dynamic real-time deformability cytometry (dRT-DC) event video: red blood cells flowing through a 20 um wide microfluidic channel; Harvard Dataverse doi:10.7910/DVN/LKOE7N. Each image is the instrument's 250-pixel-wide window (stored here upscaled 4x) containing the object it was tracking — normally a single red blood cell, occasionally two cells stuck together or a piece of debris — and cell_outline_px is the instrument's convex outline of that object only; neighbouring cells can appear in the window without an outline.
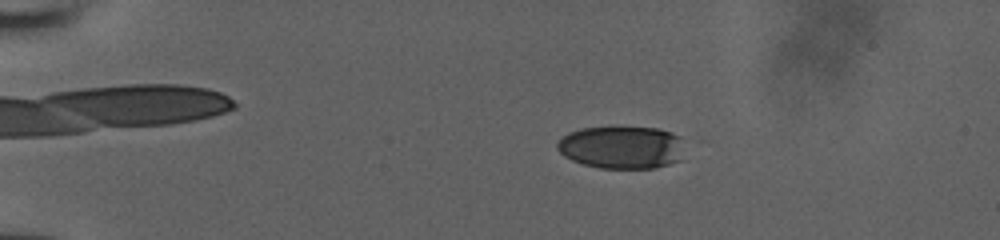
{"species": "human", "species_latin": "Homo sapiens", "temperature_condition": "room temperature", "stored_images_in_passage": 52, "camera_frame_rate_fps": 3000, "um_per_image_px": 0.085, "donor": {"sex": "male"}, "frame": {"image": 1, "passage_image": 11, "time_ms": 3.333, "image_size_px": [1000, 240], "cell_outline_px": [[680, 160], [668, 164], [652, 168], [600, 168], [584, 164], [572, 160], [564, 156], [556, 148], [556, 144], [568, 132], [580, 128], [612, 124], [660, 128], [672, 132], [680, 136]], "centroid_in_image_um": [52.79, 12.46], "position_along_channel_um": 32.2, "area_um2": 32.43}}
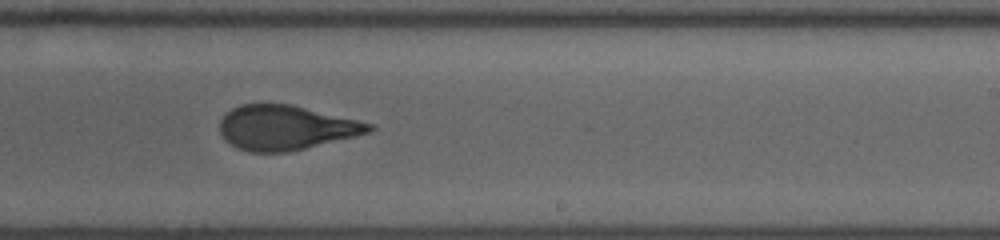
{"frame": {"image": 2, "passage_image": 34, "time_ms": 11.0, "image_size_px": [1000, 240], "cell_outline_px": [[376, 128], [372, 132], [356, 136], [288, 152], [248, 152], [236, 148], [224, 140], [220, 132], [220, 120], [232, 108], [240, 104], [292, 104], [376, 124]], "centroid_in_image_um": [24.32, 10.85], "position_along_channel_um": 264.7, "area_um2": 39.07}}
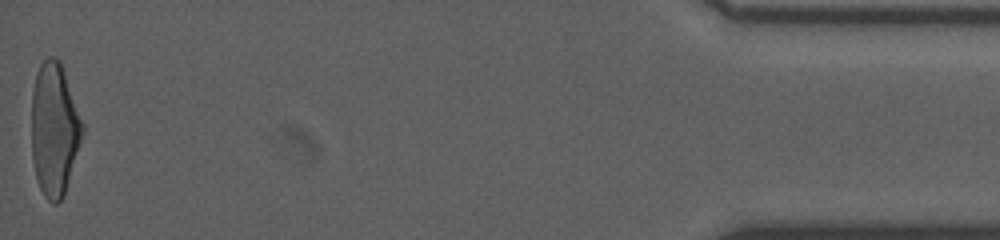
{"frame": {"image": 3, "passage_image": 52, "time_ms": 17.0, "image_size_px": [1000, 240], "cell_outline_px": [[84, 132], [64, 196], [56, 204], [52, 204], [44, 196], [36, 180], [32, 160], [32, 92], [36, 72], [40, 64], [48, 56], [52, 56], [60, 60], [84, 124]], "centroid_in_image_um": [4.62, 11.0], "position_along_channel_um": 430.6, "area_um2": 39.77}}